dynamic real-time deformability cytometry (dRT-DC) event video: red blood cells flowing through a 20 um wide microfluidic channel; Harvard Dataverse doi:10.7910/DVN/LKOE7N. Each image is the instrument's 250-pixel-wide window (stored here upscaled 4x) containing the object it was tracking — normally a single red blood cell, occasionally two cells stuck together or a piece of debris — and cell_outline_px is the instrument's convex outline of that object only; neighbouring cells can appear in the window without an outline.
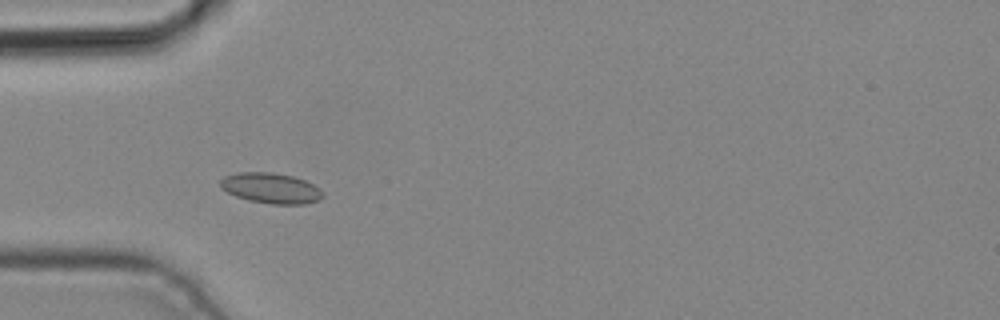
{"species": "common noctule bat (a hibernating species)", "species_latin": "Nyctalus noctula", "temperature_condition": "cold", "stored_images_in_passage": 6, "camera_frame_rate_fps": 3000, "um_per_image_px": 0.085, "animal": {"sex": "male", "body_mass_g": 19.2, "forearm_length_mm": 51.8}, "frame": {"image": 1, "passage_image": 4, "time_ms": 1.0, "image_size_px": [1000, 320], "cell_outline_px": [[324, 196], [320, 200], [304, 204], [272, 204], [248, 200], [236, 196], [220, 188], [220, 180], [224, 176], [236, 172], [272, 172], [292, 176], [304, 180], [320, 188], [324, 192]], "centroid_in_image_um": [23.03, 15.99], "position_along_channel_um": 62.0, "area_um2": 18.32}}
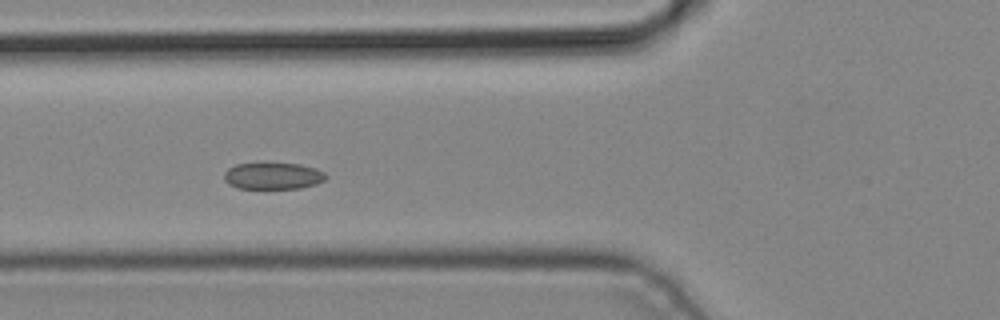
{"frame": {"image": 2, "passage_image": 5, "time_ms": 1.333, "image_size_px": [1000, 320], "cell_outline_px": [[328, 176], [324, 180], [316, 184], [300, 188], [236, 188], [228, 184], [224, 180], [224, 172], [228, 168], [236, 164], [260, 160], [300, 164], [316, 168], [324, 172]], "centroid_in_image_um": [23.16, 14.9], "position_along_channel_um": 102.6, "area_um2": 16.65}}
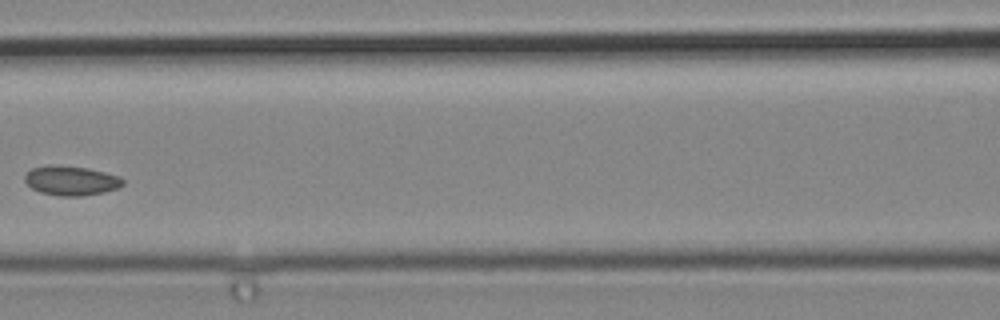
{"frame": {"image": 3, "passage_image": 6, "time_ms": 1.667, "image_size_px": [1000, 320], "cell_outline_px": [[124, 184], [120, 188], [104, 192], [80, 196], [60, 196], [40, 192], [32, 188], [24, 180], [24, 176], [32, 168], [48, 164], [56, 164], [88, 168], [120, 176], [124, 180]], "centroid_in_image_um": [6.06, 15.34], "position_along_channel_um": 160.5, "area_um2": 17.05}}